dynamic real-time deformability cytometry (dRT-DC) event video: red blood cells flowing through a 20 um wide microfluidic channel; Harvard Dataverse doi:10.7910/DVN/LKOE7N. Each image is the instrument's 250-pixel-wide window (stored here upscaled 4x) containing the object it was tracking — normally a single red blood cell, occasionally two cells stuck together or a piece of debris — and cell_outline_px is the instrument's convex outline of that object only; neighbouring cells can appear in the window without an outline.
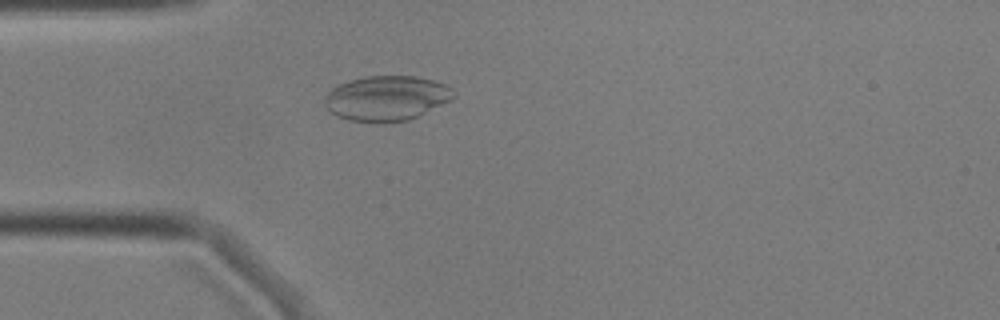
{"species": "common noctule bat (a hibernating species)", "species_latin": "Nyctalus noctula", "temperature_condition": "cold", "stored_images_in_passage": 55, "camera_frame_rate_fps": 3000, "um_per_image_px": 0.085, "animal": {"sex": "male", "body_mass_g": 17.9, "forearm_length_mm": 54.2}, "frame": {"image": 1, "passage_image": 15, "time_ms": 4.667, "image_size_px": [1000, 320], "cell_outline_px": [[456, 96], [452, 100], [408, 120], [384, 124], [380, 124], [348, 120], [336, 116], [324, 104], [324, 96], [332, 88], [348, 80], [364, 76], [416, 76], [432, 80], [444, 84], [452, 88], [456, 92]], "centroid_in_image_um": [32.85, 8.36], "position_along_channel_um": 52.1, "area_um2": 34.22}}
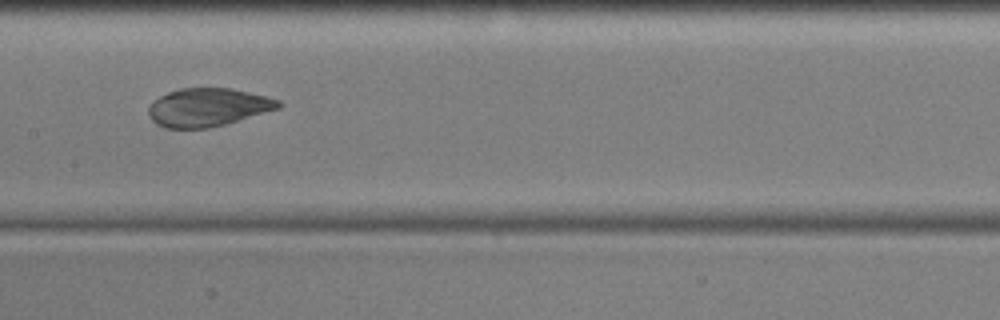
{"frame": {"image": 2, "passage_image": 27, "time_ms": 8.667, "image_size_px": [1000, 320], "cell_outline_px": [[284, 104], [280, 108], [224, 124], [208, 128], [164, 128], [156, 124], [148, 116], [148, 108], [160, 96], [168, 92], [180, 88], [232, 88], [268, 96], [280, 100]], "centroid_in_image_um": [17.69, 9.11], "position_along_channel_um": 189.7, "area_um2": 28.96}}
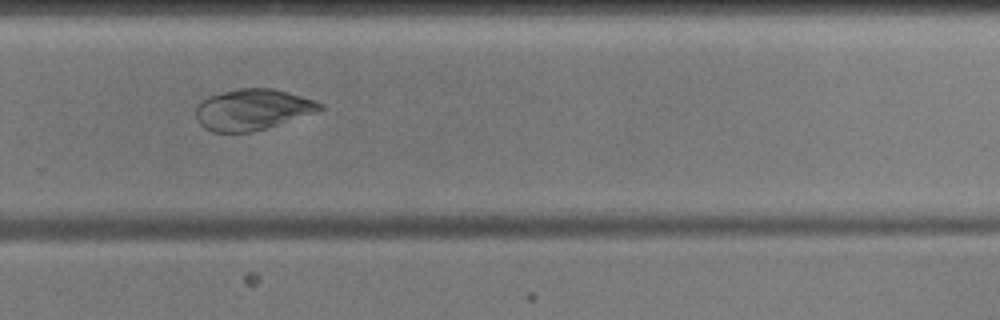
{"frame": {"image": 3, "passage_image": 37, "time_ms": 12.0, "image_size_px": [1000, 320], "cell_outline_px": [[324, 108], [316, 112], [252, 132], [212, 132], [204, 128], [196, 120], [196, 104], [200, 100], [208, 96], [240, 88], [272, 88], [288, 92], [316, 100], [324, 104]], "centroid_in_image_um": [21.43, 9.3], "position_along_channel_um": 308.4, "area_um2": 29.65}}